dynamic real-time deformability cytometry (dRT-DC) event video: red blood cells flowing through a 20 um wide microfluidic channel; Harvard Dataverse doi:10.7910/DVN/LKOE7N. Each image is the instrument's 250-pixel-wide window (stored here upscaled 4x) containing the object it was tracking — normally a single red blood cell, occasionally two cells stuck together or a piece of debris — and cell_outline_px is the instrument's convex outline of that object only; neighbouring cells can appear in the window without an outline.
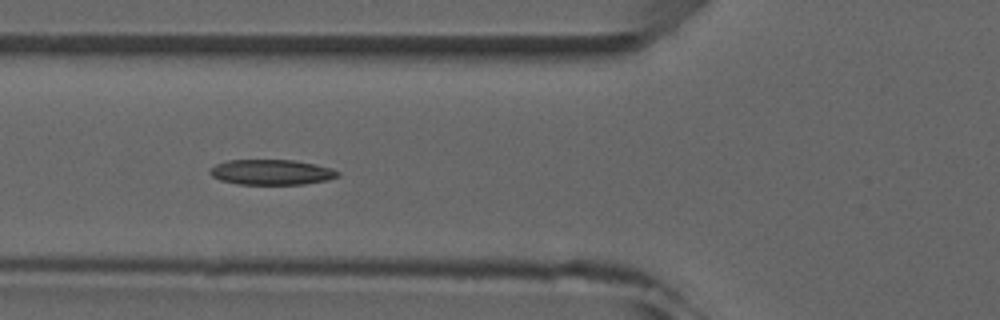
{"species": "common noctule bat (a hibernating species)", "species_latin": "Nyctalus noctula", "temperature_condition": "room temperature", "stored_images_in_passage": 8, "camera_frame_rate_fps": 3000, "um_per_image_px": 0.085, "animal": {"sex": "male", "forearm_length_mm": 52.5}, "frame": {"image": 1, "passage_image": 5, "time_ms": 4.667, "image_size_px": [1000, 320], "cell_outline_px": [[340, 176], [328, 180], [304, 184], [236, 184], [220, 180], [212, 176], [208, 172], [216, 164], [228, 160], [292, 160], [316, 164], [332, 168], [340, 172]], "centroid_in_image_um": [23.1, 14.64], "position_along_channel_um": 102.7, "area_um2": 18.9}}
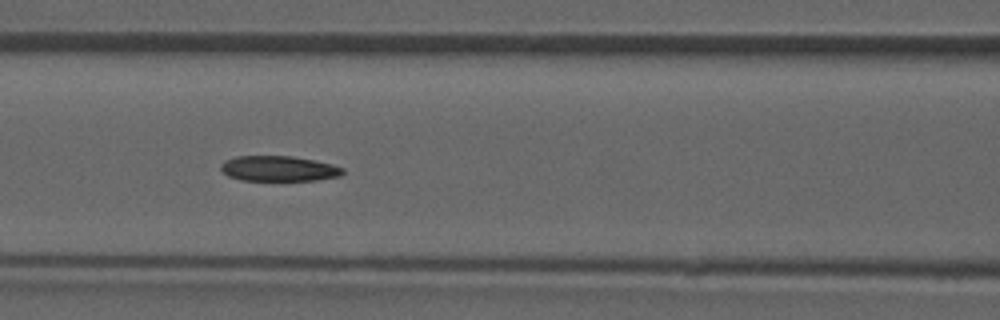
{"frame": {"image": 2, "passage_image": 6, "time_ms": 5.667, "image_size_px": [1000, 320], "cell_outline_px": [[344, 172], [340, 176], [316, 180], [240, 180], [228, 176], [220, 168], [220, 164], [224, 160], [236, 156], [292, 156], [316, 160], [332, 164], [344, 168]], "centroid_in_image_um": [23.69, 14.32], "position_along_channel_um": 142.9, "area_um2": 18.09}}